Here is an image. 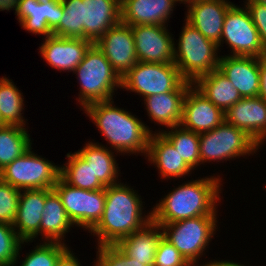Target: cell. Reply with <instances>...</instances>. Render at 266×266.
<instances>
[{
	"label": "cell",
	"instance_id": "38",
	"mask_svg": "<svg viewBox=\"0 0 266 266\" xmlns=\"http://www.w3.org/2000/svg\"><path fill=\"white\" fill-rule=\"evenodd\" d=\"M250 13L253 24L258 30L261 42L266 49V6L254 0L243 1Z\"/></svg>",
	"mask_w": 266,
	"mask_h": 266
},
{
	"label": "cell",
	"instance_id": "29",
	"mask_svg": "<svg viewBox=\"0 0 266 266\" xmlns=\"http://www.w3.org/2000/svg\"><path fill=\"white\" fill-rule=\"evenodd\" d=\"M67 162L60 165V178L68 185L85 189L101 190L106 188L94 175L90 165L77 153H67Z\"/></svg>",
	"mask_w": 266,
	"mask_h": 266
},
{
	"label": "cell",
	"instance_id": "1",
	"mask_svg": "<svg viewBox=\"0 0 266 266\" xmlns=\"http://www.w3.org/2000/svg\"><path fill=\"white\" fill-rule=\"evenodd\" d=\"M119 182L105 188V207L98 223L89 231L97 247L116 245L121 239L142 229L152 220V210L144 212L138 191ZM146 213L147 215H145Z\"/></svg>",
	"mask_w": 266,
	"mask_h": 266
},
{
	"label": "cell",
	"instance_id": "19",
	"mask_svg": "<svg viewBox=\"0 0 266 266\" xmlns=\"http://www.w3.org/2000/svg\"><path fill=\"white\" fill-rule=\"evenodd\" d=\"M218 70L231 81L242 98L259 96V58L221 55Z\"/></svg>",
	"mask_w": 266,
	"mask_h": 266
},
{
	"label": "cell",
	"instance_id": "36",
	"mask_svg": "<svg viewBox=\"0 0 266 266\" xmlns=\"http://www.w3.org/2000/svg\"><path fill=\"white\" fill-rule=\"evenodd\" d=\"M97 266H148L126 256L116 245L96 247Z\"/></svg>",
	"mask_w": 266,
	"mask_h": 266
},
{
	"label": "cell",
	"instance_id": "7",
	"mask_svg": "<svg viewBox=\"0 0 266 266\" xmlns=\"http://www.w3.org/2000/svg\"><path fill=\"white\" fill-rule=\"evenodd\" d=\"M199 146L200 165L249 157L262 147L246 132L225 121L211 131L200 133Z\"/></svg>",
	"mask_w": 266,
	"mask_h": 266
},
{
	"label": "cell",
	"instance_id": "37",
	"mask_svg": "<svg viewBox=\"0 0 266 266\" xmlns=\"http://www.w3.org/2000/svg\"><path fill=\"white\" fill-rule=\"evenodd\" d=\"M188 262L164 237L158 243L153 266H187Z\"/></svg>",
	"mask_w": 266,
	"mask_h": 266
},
{
	"label": "cell",
	"instance_id": "10",
	"mask_svg": "<svg viewBox=\"0 0 266 266\" xmlns=\"http://www.w3.org/2000/svg\"><path fill=\"white\" fill-rule=\"evenodd\" d=\"M185 79L175 64L137 62L122 77V88L135 92L143 99L149 95L164 94L176 90Z\"/></svg>",
	"mask_w": 266,
	"mask_h": 266
},
{
	"label": "cell",
	"instance_id": "13",
	"mask_svg": "<svg viewBox=\"0 0 266 266\" xmlns=\"http://www.w3.org/2000/svg\"><path fill=\"white\" fill-rule=\"evenodd\" d=\"M166 27L131 26L138 62L174 64V36Z\"/></svg>",
	"mask_w": 266,
	"mask_h": 266
},
{
	"label": "cell",
	"instance_id": "6",
	"mask_svg": "<svg viewBox=\"0 0 266 266\" xmlns=\"http://www.w3.org/2000/svg\"><path fill=\"white\" fill-rule=\"evenodd\" d=\"M177 41V45L174 43V64L186 81L194 83L199 77L218 69L221 57L218 44L186 20Z\"/></svg>",
	"mask_w": 266,
	"mask_h": 266
},
{
	"label": "cell",
	"instance_id": "4",
	"mask_svg": "<svg viewBox=\"0 0 266 266\" xmlns=\"http://www.w3.org/2000/svg\"><path fill=\"white\" fill-rule=\"evenodd\" d=\"M63 17L52 31L60 37L82 38L93 44L121 22L118 0H61Z\"/></svg>",
	"mask_w": 266,
	"mask_h": 266
},
{
	"label": "cell",
	"instance_id": "45",
	"mask_svg": "<svg viewBox=\"0 0 266 266\" xmlns=\"http://www.w3.org/2000/svg\"><path fill=\"white\" fill-rule=\"evenodd\" d=\"M254 1L266 6V0H254Z\"/></svg>",
	"mask_w": 266,
	"mask_h": 266
},
{
	"label": "cell",
	"instance_id": "21",
	"mask_svg": "<svg viewBox=\"0 0 266 266\" xmlns=\"http://www.w3.org/2000/svg\"><path fill=\"white\" fill-rule=\"evenodd\" d=\"M146 158L150 165L157 167L161 179L185 178L194 171L161 132L150 134L145 160Z\"/></svg>",
	"mask_w": 266,
	"mask_h": 266
},
{
	"label": "cell",
	"instance_id": "42",
	"mask_svg": "<svg viewBox=\"0 0 266 266\" xmlns=\"http://www.w3.org/2000/svg\"><path fill=\"white\" fill-rule=\"evenodd\" d=\"M214 261H210L209 262H205L204 264L202 265H199V260L197 261H191V262H188V265L187 266H221V261L219 260H215L213 259Z\"/></svg>",
	"mask_w": 266,
	"mask_h": 266
},
{
	"label": "cell",
	"instance_id": "16",
	"mask_svg": "<svg viewBox=\"0 0 266 266\" xmlns=\"http://www.w3.org/2000/svg\"><path fill=\"white\" fill-rule=\"evenodd\" d=\"M42 40L44 41L39 47L41 57L50 67L60 72H73L93 44L87 39L55 35L42 38Z\"/></svg>",
	"mask_w": 266,
	"mask_h": 266
},
{
	"label": "cell",
	"instance_id": "43",
	"mask_svg": "<svg viewBox=\"0 0 266 266\" xmlns=\"http://www.w3.org/2000/svg\"><path fill=\"white\" fill-rule=\"evenodd\" d=\"M221 266H246V265H244V264H240L239 262L237 263V262H233V260L232 261H222L221 260Z\"/></svg>",
	"mask_w": 266,
	"mask_h": 266
},
{
	"label": "cell",
	"instance_id": "40",
	"mask_svg": "<svg viewBox=\"0 0 266 266\" xmlns=\"http://www.w3.org/2000/svg\"><path fill=\"white\" fill-rule=\"evenodd\" d=\"M73 251L68 248L60 257L56 266H82Z\"/></svg>",
	"mask_w": 266,
	"mask_h": 266
},
{
	"label": "cell",
	"instance_id": "32",
	"mask_svg": "<svg viewBox=\"0 0 266 266\" xmlns=\"http://www.w3.org/2000/svg\"><path fill=\"white\" fill-rule=\"evenodd\" d=\"M155 132H161L193 170L200 166L199 133L185 129L181 125L162 129L161 131L155 130Z\"/></svg>",
	"mask_w": 266,
	"mask_h": 266
},
{
	"label": "cell",
	"instance_id": "25",
	"mask_svg": "<svg viewBox=\"0 0 266 266\" xmlns=\"http://www.w3.org/2000/svg\"><path fill=\"white\" fill-rule=\"evenodd\" d=\"M162 237V226L151 220L142 229L121 239L116 246L129 258L153 266L158 243Z\"/></svg>",
	"mask_w": 266,
	"mask_h": 266
},
{
	"label": "cell",
	"instance_id": "9",
	"mask_svg": "<svg viewBox=\"0 0 266 266\" xmlns=\"http://www.w3.org/2000/svg\"><path fill=\"white\" fill-rule=\"evenodd\" d=\"M32 147L0 170V179L19 190L53 189L60 178V165L32 151Z\"/></svg>",
	"mask_w": 266,
	"mask_h": 266
},
{
	"label": "cell",
	"instance_id": "15",
	"mask_svg": "<svg viewBox=\"0 0 266 266\" xmlns=\"http://www.w3.org/2000/svg\"><path fill=\"white\" fill-rule=\"evenodd\" d=\"M16 17L21 28L47 38L63 17V4L61 0H20Z\"/></svg>",
	"mask_w": 266,
	"mask_h": 266
},
{
	"label": "cell",
	"instance_id": "35",
	"mask_svg": "<svg viewBox=\"0 0 266 266\" xmlns=\"http://www.w3.org/2000/svg\"><path fill=\"white\" fill-rule=\"evenodd\" d=\"M21 190L0 179V222L13 224Z\"/></svg>",
	"mask_w": 266,
	"mask_h": 266
},
{
	"label": "cell",
	"instance_id": "2",
	"mask_svg": "<svg viewBox=\"0 0 266 266\" xmlns=\"http://www.w3.org/2000/svg\"><path fill=\"white\" fill-rule=\"evenodd\" d=\"M221 183L219 175H211L178 185L152 207V220L157 224H168L202 215H217L223 189Z\"/></svg>",
	"mask_w": 266,
	"mask_h": 266
},
{
	"label": "cell",
	"instance_id": "3",
	"mask_svg": "<svg viewBox=\"0 0 266 266\" xmlns=\"http://www.w3.org/2000/svg\"><path fill=\"white\" fill-rule=\"evenodd\" d=\"M83 111L104 136L109 149L121 155L146 156L150 134L155 131L150 130L152 128L144 124L141 118L118 108L114 105V99L89 104Z\"/></svg>",
	"mask_w": 266,
	"mask_h": 266
},
{
	"label": "cell",
	"instance_id": "22",
	"mask_svg": "<svg viewBox=\"0 0 266 266\" xmlns=\"http://www.w3.org/2000/svg\"><path fill=\"white\" fill-rule=\"evenodd\" d=\"M46 189L21 190L17 214L12 224L22 241L32 243L40 235Z\"/></svg>",
	"mask_w": 266,
	"mask_h": 266
},
{
	"label": "cell",
	"instance_id": "33",
	"mask_svg": "<svg viewBox=\"0 0 266 266\" xmlns=\"http://www.w3.org/2000/svg\"><path fill=\"white\" fill-rule=\"evenodd\" d=\"M69 248L66 243H37L33 250L26 253L19 266H56L59 257Z\"/></svg>",
	"mask_w": 266,
	"mask_h": 266
},
{
	"label": "cell",
	"instance_id": "30",
	"mask_svg": "<svg viewBox=\"0 0 266 266\" xmlns=\"http://www.w3.org/2000/svg\"><path fill=\"white\" fill-rule=\"evenodd\" d=\"M12 79L0 78V118L3 125L26 127L24 97Z\"/></svg>",
	"mask_w": 266,
	"mask_h": 266
},
{
	"label": "cell",
	"instance_id": "11",
	"mask_svg": "<svg viewBox=\"0 0 266 266\" xmlns=\"http://www.w3.org/2000/svg\"><path fill=\"white\" fill-rule=\"evenodd\" d=\"M224 43L230 48L231 54L228 55L259 58L266 54L258 30L245 5L240 7V5L233 4L228 9L218 44L219 50Z\"/></svg>",
	"mask_w": 266,
	"mask_h": 266
},
{
	"label": "cell",
	"instance_id": "27",
	"mask_svg": "<svg viewBox=\"0 0 266 266\" xmlns=\"http://www.w3.org/2000/svg\"><path fill=\"white\" fill-rule=\"evenodd\" d=\"M107 147V145L105 147L98 142L89 141L82 149L76 151L90 165L94 175L105 187L121 182V179H118L121 173L115 158L117 154L115 155V150Z\"/></svg>",
	"mask_w": 266,
	"mask_h": 266
},
{
	"label": "cell",
	"instance_id": "26",
	"mask_svg": "<svg viewBox=\"0 0 266 266\" xmlns=\"http://www.w3.org/2000/svg\"><path fill=\"white\" fill-rule=\"evenodd\" d=\"M71 227L75 226L69 220L60 197L53 189H46V203L40 225L41 240L65 243L66 233L70 232Z\"/></svg>",
	"mask_w": 266,
	"mask_h": 266
},
{
	"label": "cell",
	"instance_id": "28",
	"mask_svg": "<svg viewBox=\"0 0 266 266\" xmlns=\"http://www.w3.org/2000/svg\"><path fill=\"white\" fill-rule=\"evenodd\" d=\"M193 85L223 112L242 98L231 81L218 69L199 77Z\"/></svg>",
	"mask_w": 266,
	"mask_h": 266
},
{
	"label": "cell",
	"instance_id": "14",
	"mask_svg": "<svg viewBox=\"0 0 266 266\" xmlns=\"http://www.w3.org/2000/svg\"><path fill=\"white\" fill-rule=\"evenodd\" d=\"M122 78L138 62L131 26L120 22L94 43Z\"/></svg>",
	"mask_w": 266,
	"mask_h": 266
},
{
	"label": "cell",
	"instance_id": "39",
	"mask_svg": "<svg viewBox=\"0 0 266 266\" xmlns=\"http://www.w3.org/2000/svg\"><path fill=\"white\" fill-rule=\"evenodd\" d=\"M260 90L259 96L266 101V54L259 57Z\"/></svg>",
	"mask_w": 266,
	"mask_h": 266
},
{
	"label": "cell",
	"instance_id": "24",
	"mask_svg": "<svg viewBox=\"0 0 266 266\" xmlns=\"http://www.w3.org/2000/svg\"><path fill=\"white\" fill-rule=\"evenodd\" d=\"M193 83L184 81L176 90L158 94L149 95L142 99L145 110L151 122L171 128L180 125L182 120L183 100L188 88Z\"/></svg>",
	"mask_w": 266,
	"mask_h": 266
},
{
	"label": "cell",
	"instance_id": "34",
	"mask_svg": "<svg viewBox=\"0 0 266 266\" xmlns=\"http://www.w3.org/2000/svg\"><path fill=\"white\" fill-rule=\"evenodd\" d=\"M22 241L11 224L0 222V266H18Z\"/></svg>",
	"mask_w": 266,
	"mask_h": 266
},
{
	"label": "cell",
	"instance_id": "23",
	"mask_svg": "<svg viewBox=\"0 0 266 266\" xmlns=\"http://www.w3.org/2000/svg\"><path fill=\"white\" fill-rule=\"evenodd\" d=\"M177 2V0H125L121 3V22L129 26H168Z\"/></svg>",
	"mask_w": 266,
	"mask_h": 266
},
{
	"label": "cell",
	"instance_id": "31",
	"mask_svg": "<svg viewBox=\"0 0 266 266\" xmlns=\"http://www.w3.org/2000/svg\"><path fill=\"white\" fill-rule=\"evenodd\" d=\"M27 130L16 125L0 126V170L30 149L32 141Z\"/></svg>",
	"mask_w": 266,
	"mask_h": 266
},
{
	"label": "cell",
	"instance_id": "41",
	"mask_svg": "<svg viewBox=\"0 0 266 266\" xmlns=\"http://www.w3.org/2000/svg\"><path fill=\"white\" fill-rule=\"evenodd\" d=\"M19 2L20 0H0V11L15 10L16 15Z\"/></svg>",
	"mask_w": 266,
	"mask_h": 266
},
{
	"label": "cell",
	"instance_id": "20",
	"mask_svg": "<svg viewBox=\"0 0 266 266\" xmlns=\"http://www.w3.org/2000/svg\"><path fill=\"white\" fill-rule=\"evenodd\" d=\"M234 3L229 0H203L187 7L186 20L203 36L220 43L225 15Z\"/></svg>",
	"mask_w": 266,
	"mask_h": 266
},
{
	"label": "cell",
	"instance_id": "8",
	"mask_svg": "<svg viewBox=\"0 0 266 266\" xmlns=\"http://www.w3.org/2000/svg\"><path fill=\"white\" fill-rule=\"evenodd\" d=\"M217 222V215H202L159 225L162 226L163 237L180 252L187 262H191L200 260L205 255L218 229Z\"/></svg>",
	"mask_w": 266,
	"mask_h": 266
},
{
	"label": "cell",
	"instance_id": "12",
	"mask_svg": "<svg viewBox=\"0 0 266 266\" xmlns=\"http://www.w3.org/2000/svg\"><path fill=\"white\" fill-rule=\"evenodd\" d=\"M53 190L60 197L74 226L89 232L101 219L105 207V188L92 191L75 188L59 178Z\"/></svg>",
	"mask_w": 266,
	"mask_h": 266
},
{
	"label": "cell",
	"instance_id": "18",
	"mask_svg": "<svg viewBox=\"0 0 266 266\" xmlns=\"http://www.w3.org/2000/svg\"><path fill=\"white\" fill-rule=\"evenodd\" d=\"M225 122L243 130L260 146L266 141V101L260 96L241 98L225 112Z\"/></svg>",
	"mask_w": 266,
	"mask_h": 266
},
{
	"label": "cell",
	"instance_id": "5",
	"mask_svg": "<svg viewBox=\"0 0 266 266\" xmlns=\"http://www.w3.org/2000/svg\"><path fill=\"white\" fill-rule=\"evenodd\" d=\"M73 74L80 85L76 101L81 109L95 102L112 100L117 88H122V78L95 44L89 47Z\"/></svg>",
	"mask_w": 266,
	"mask_h": 266
},
{
	"label": "cell",
	"instance_id": "17",
	"mask_svg": "<svg viewBox=\"0 0 266 266\" xmlns=\"http://www.w3.org/2000/svg\"><path fill=\"white\" fill-rule=\"evenodd\" d=\"M225 121V114L208 100L193 84L188 88L180 125L196 133L208 132Z\"/></svg>",
	"mask_w": 266,
	"mask_h": 266
},
{
	"label": "cell",
	"instance_id": "44",
	"mask_svg": "<svg viewBox=\"0 0 266 266\" xmlns=\"http://www.w3.org/2000/svg\"><path fill=\"white\" fill-rule=\"evenodd\" d=\"M180 4H187L186 7H188L189 5L193 4V3H196V2H200V1H203V0H177Z\"/></svg>",
	"mask_w": 266,
	"mask_h": 266
}]
</instances>
